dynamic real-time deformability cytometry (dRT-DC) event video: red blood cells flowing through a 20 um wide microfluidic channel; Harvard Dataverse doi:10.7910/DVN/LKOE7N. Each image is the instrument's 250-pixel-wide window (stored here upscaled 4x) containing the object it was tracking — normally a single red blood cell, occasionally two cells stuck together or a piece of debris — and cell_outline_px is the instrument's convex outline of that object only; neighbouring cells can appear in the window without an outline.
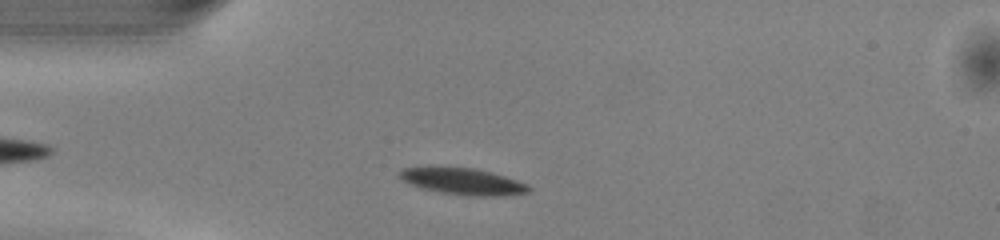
{"species": "common noctule bat (a hibernating species)", "species_latin": "Nyctalus noctula", "temperature_condition": "warm", "stored_images_in_passage": 37, "camera_frame_rate_fps": 3000, "um_per_image_px": 0.085, "animal": {"sex": "male", "body_mass_g": 13.0, "forearm_length_mm": 53.1}, "frame": {"image": 1, "passage_image": 6, "time_ms": 1.667, "image_size_px": [1000, 240], "cell_outline_px": [[532, 188], [528, 192], [500, 196], [472, 196], [444, 192], [424, 188], [412, 184], [404, 180], [400, 176], [400, 168], [476, 168], [492, 172], [516, 180]], "centroid_in_image_um": [39.41, 15.42], "position_along_channel_um": 45.6, "area_um2": 19.19}}
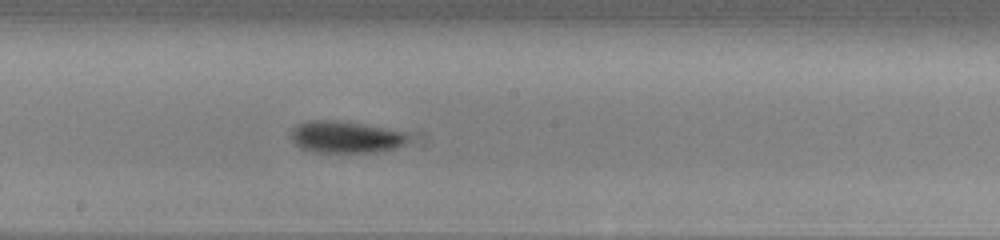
{"frame": {"image": 2, "passage_image": 20, "time_ms": 6.333, "image_size_px": [1000, 240], "cell_outline_px": [[408, 140], [404, 144], [396, 148], [376, 152], [312, 152], [300, 148], [292, 140], [292, 128], [296, 124], [308, 120], [336, 120], [360, 124], [404, 132], [408, 136]], "centroid_in_image_um": [29.33, 11.65], "position_along_channel_um": 218.9, "area_um2": 21.62}}
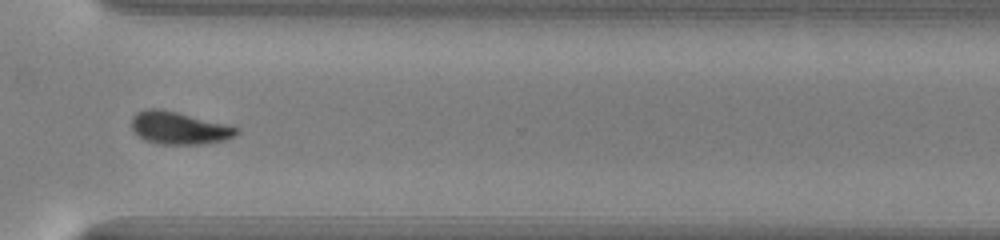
{"frame": {"image": 3, "passage_image": 30, "time_ms": 9.667, "image_size_px": [1000, 240], "cell_outline_px": [[240, 132], [236, 136], [224, 140], [200, 144], [160, 144], [144, 140], [132, 128], [132, 116], [136, 112], [148, 108], [160, 108], [240, 128]], "centroid_in_image_um": [15.21, 10.88], "position_along_channel_um": 355.4, "area_um2": 19.71}, "authors_computed_cell_mechanics": {"area_um2": 20.2878, "velocity_mm_per_s": 4.0841, "shape_relaxation_time_tau1_ms": 2.458, "shape_relaxation_time_tau2_ms": null, "deformation_change_tau1": 0.1169, "deformation_change_tau2": null}}